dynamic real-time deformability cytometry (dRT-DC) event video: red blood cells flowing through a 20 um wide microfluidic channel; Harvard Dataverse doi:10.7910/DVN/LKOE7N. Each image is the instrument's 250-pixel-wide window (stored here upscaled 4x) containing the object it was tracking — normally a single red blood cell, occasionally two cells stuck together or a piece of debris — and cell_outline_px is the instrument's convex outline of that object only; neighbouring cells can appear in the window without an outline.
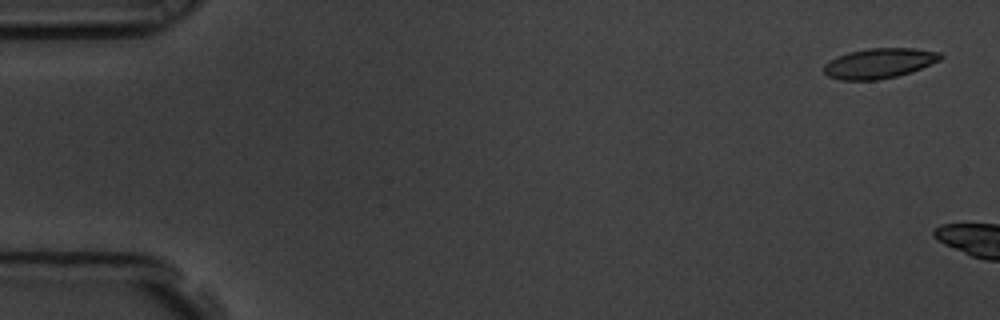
{"species": "common noctule bat (a hibernating species)", "species_latin": "Nyctalus noctula", "temperature_condition": "room temperature", "stored_images_in_passage": 2, "camera_frame_rate_fps": 3000, "um_per_image_px": 0.085, "animal": {"sex": "male", "body_mass_g": 19.5, "forearm_length_mm": 54.6}, "frame": {"image": 1, "passage_image": 1, "time_ms": 0.0, "image_size_px": [1000, 320], "cell_outline_px": [[944, 56], [940, 60], [920, 68], [896, 76], [876, 80], [840, 80], [828, 76], [824, 72], [824, 64], [836, 56], [848, 52], [868, 48], [912, 48], [940, 52]], "centroid_in_image_um": [74.7, 5.37], "position_along_channel_um": 10.3, "area_um2": 20.35}}